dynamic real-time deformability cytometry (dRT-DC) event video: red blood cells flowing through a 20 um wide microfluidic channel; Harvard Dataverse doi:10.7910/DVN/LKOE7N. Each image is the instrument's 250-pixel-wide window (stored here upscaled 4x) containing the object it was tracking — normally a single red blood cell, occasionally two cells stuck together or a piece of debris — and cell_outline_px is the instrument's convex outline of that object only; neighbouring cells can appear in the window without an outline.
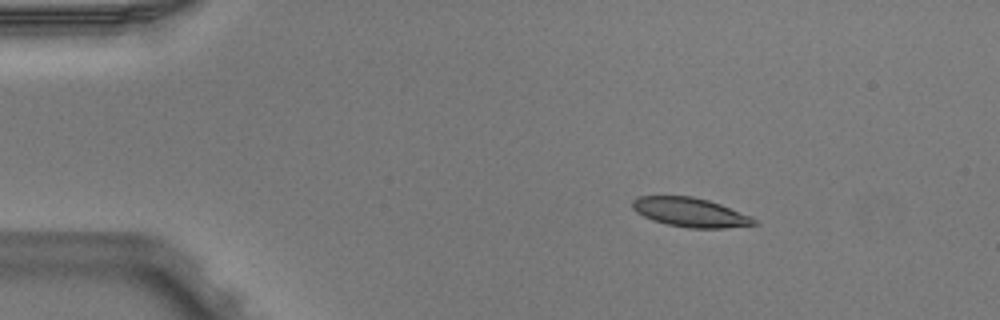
{"species": "Egyptian fruit bat (a non-hibernating species)", "species_latin": "Rousettus aegyptiacus", "temperature_condition": "warm", "stored_images_in_passage": 4, "camera_frame_rate_fps": 3000, "um_per_image_px": 0.085, "animal": {"sex": "male"}, "frame": {"image": 1, "passage_image": 2, "time_ms": 0.333, "image_size_px": [1000, 320], "cell_outline_px": [[760, 224], [724, 228], [688, 228], [668, 224], [652, 220], [636, 212], [632, 208], [632, 200], [636, 196], [692, 196], [708, 200], [720, 204], [752, 216]], "centroid_in_image_um": [58.68, 18.04], "position_along_channel_um": 26.3, "area_um2": 20.75}}